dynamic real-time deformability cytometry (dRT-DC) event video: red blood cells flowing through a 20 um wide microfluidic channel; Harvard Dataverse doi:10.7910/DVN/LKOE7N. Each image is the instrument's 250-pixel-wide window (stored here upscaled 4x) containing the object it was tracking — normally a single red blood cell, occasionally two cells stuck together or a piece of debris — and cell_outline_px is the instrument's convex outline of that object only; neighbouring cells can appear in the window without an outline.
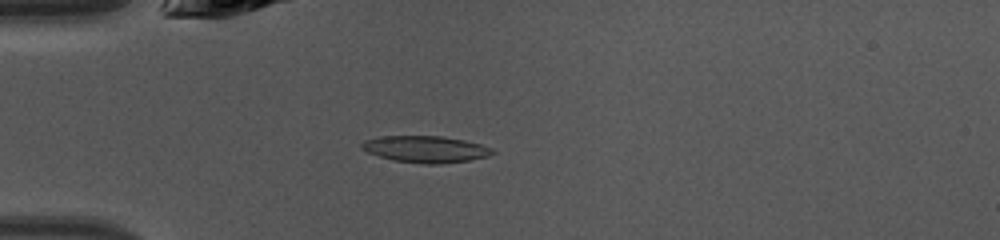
{"species": "common noctule bat (a hibernating species)", "species_latin": "Nyctalus noctula", "temperature_condition": "warm", "stored_images_in_passage": 46, "camera_frame_rate_fps": 3000, "um_per_image_px": 0.085, "animal": {"sex": "female", "body_mass_g": 10.0, "forearm_length_mm": 53.1}, "frame": {"image": 1, "passage_image": 13, "time_ms": 4.0, "image_size_px": [1000, 240], "cell_outline_px": [[496, 152], [488, 156], [472, 160], [440, 164], [424, 164], [392, 160], [368, 152], [360, 148], [360, 144], [364, 140], [384, 136], [444, 136], [464, 140], [480, 144], [492, 148]], "centroid_in_image_um": [36.19, 12.68], "position_along_channel_um": 48.8, "area_um2": 20.4}}
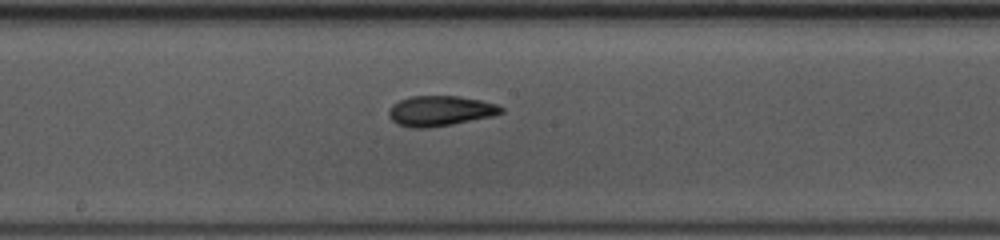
{"frame": {"image": 2, "passage_image": 25, "time_ms": 8.0, "image_size_px": [1000, 240], "cell_outline_px": [[504, 112], [492, 116], [452, 124], [428, 128], [412, 128], [396, 124], [388, 116], [388, 112], [392, 104], [400, 100], [412, 96], [460, 96], [480, 100], [496, 104], [504, 108]], "centroid_in_image_um": [37.4, 9.43], "position_along_channel_um": 210.8, "area_um2": 19.83}}
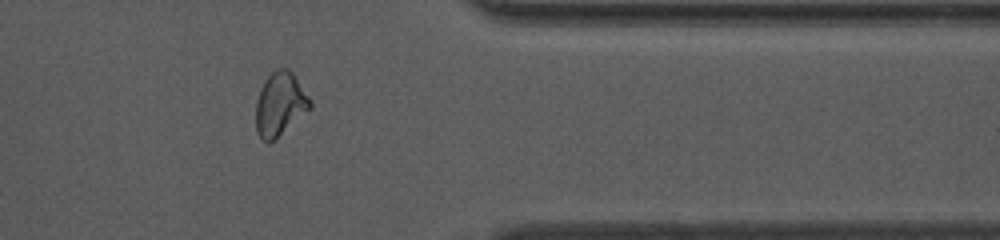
{"frame": {"image": 3, "passage_image": 38, "time_ms": 12.333, "image_size_px": [1000, 240], "cell_outline_px": [[312, 108], [268, 144], [260, 140], [256, 132], [256, 104], [260, 88], [264, 80], [276, 68], [288, 68], [292, 72], [312, 100]], "centroid_in_image_um": [23.8, 8.85], "position_along_channel_um": 387.6, "area_um2": 20.23}, "authors_computed_cell_mechanics": {"area_um2": 19.6231, "velocity_mm_per_s": 4.3301, "shape_relaxation_time_tau1_ms": 7.4286, "shape_relaxation_time_tau2_ms": 2.3464, "deformation_change_tau1": 0.2334, "deformation_change_tau2": 0.0875}}